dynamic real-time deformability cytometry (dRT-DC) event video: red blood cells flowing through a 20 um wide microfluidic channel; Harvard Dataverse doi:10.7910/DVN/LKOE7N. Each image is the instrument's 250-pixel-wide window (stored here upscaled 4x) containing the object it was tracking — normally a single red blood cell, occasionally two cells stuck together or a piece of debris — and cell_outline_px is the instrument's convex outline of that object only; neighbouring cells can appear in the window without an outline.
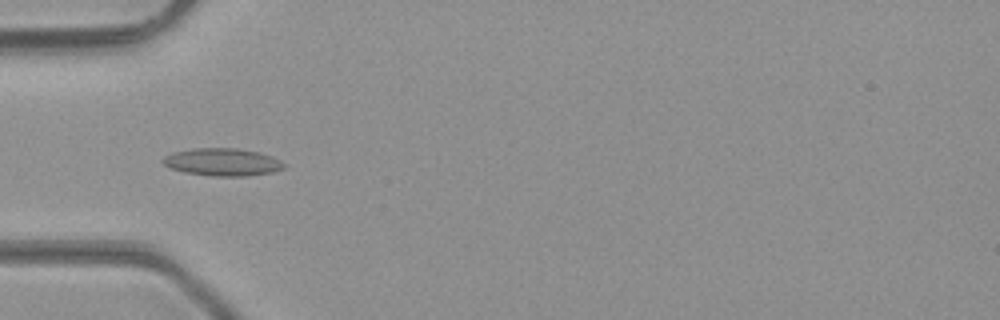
{"species": "common noctule bat (a hibernating species)", "species_latin": "Nyctalus noctula", "temperature_condition": "room temperature", "stored_images_in_passage": 48, "camera_frame_rate_fps": 3000, "um_per_image_px": 0.085, "animal": {"sex": "male", "body_mass_g": 23.1, "forearm_length_mm": 52.7}, "frame": {"image": 1, "passage_image": 16, "time_ms": 5.0, "image_size_px": [1000, 320], "cell_outline_px": [[284, 168], [272, 172], [244, 176], [212, 176], [184, 172], [172, 168], [164, 164], [160, 160], [164, 156], [172, 152], [192, 148], [236, 148], [260, 152], [272, 156], [280, 160], [284, 164]], "centroid_in_image_um": [18.89, 13.76], "position_along_channel_um": 66.1, "area_um2": 19.48}}
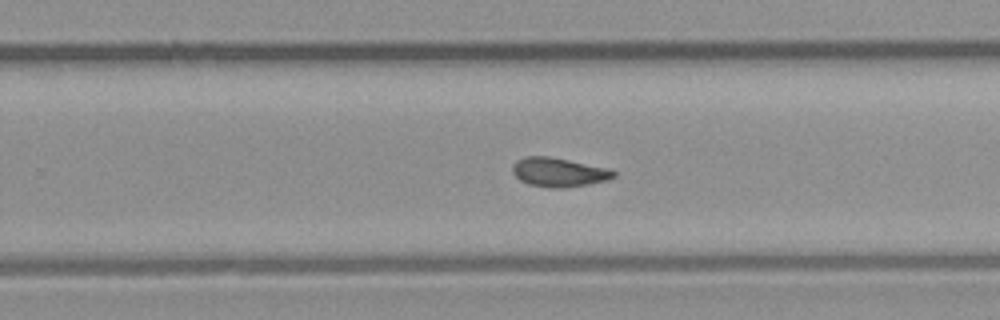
{"frame": {"image": 2, "passage_image": 31, "time_ms": 10.0, "image_size_px": [1000, 320], "cell_outline_px": [[616, 176], [608, 180], [588, 184], [564, 188], [552, 188], [528, 184], [520, 180], [512, 172], [512, 164], [516, 160], [524, 156], [548, 156], [612, 168], [616, 172]], "centroid_in_image_um": [47.52, 14.63], "position_along_channel_um": 282.3, "area_um2": 17.4}}
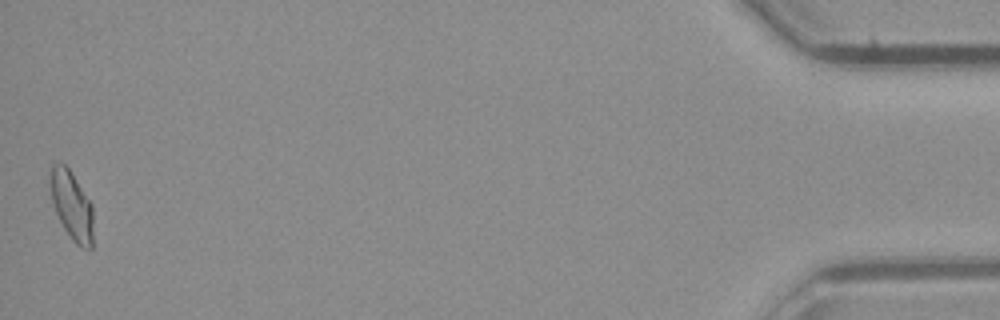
{"frame": {"image": 3, "passage_image": 48, "time_ms": 15.667, "image_size_px": [1000, 320], "cell_outline_px": [[92, 248], [80, 248], [72, 240], [64, 228], [56, 212], [52, 200], [48, 180], [48, 172], [52, 164], [64, 164], [68, 168], [92, 204]], "centroid_in_image_um": [6.06, 17.45], "position_along_channel_um": 429.1, "area_um2": 17.17}, "authors_computed_cell_mechanics": {"area_um2": 17.2533, "velocity_mm_per_s": 4.3203, "shape_relaxation_time_tau1_ms": null, "shape_relaxation_time_tau2_ms": 2.2043, "deformation_change_tau1": null, "deformation_change_tau2": 0.0786}}